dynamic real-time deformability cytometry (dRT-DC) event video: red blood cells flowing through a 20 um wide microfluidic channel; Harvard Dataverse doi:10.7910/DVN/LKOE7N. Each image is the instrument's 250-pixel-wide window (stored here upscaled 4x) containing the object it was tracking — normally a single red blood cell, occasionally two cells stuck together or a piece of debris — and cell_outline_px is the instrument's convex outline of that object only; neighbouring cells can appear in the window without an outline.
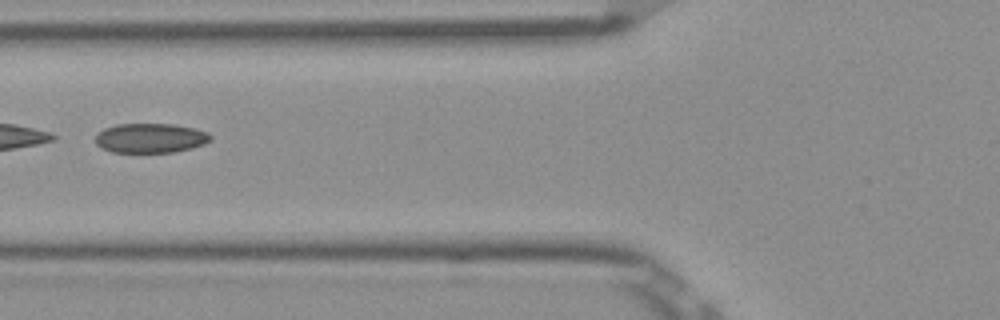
{"species": "Egyptian fruit bat (a non-hibernating species)", "species_latin": "Rousettus aegyptiacus", "temperature_condition": "room temperature", "stored_images_in_passage": 43, "segment_of_instrument_passage": [2, 2], "camera_frame_rate_fps": 3000, "um_per_image_px": 0.085, "frame": {"image": 1, "passage_image": 12, "time_ms": 3.667, "image_size_px": [1000, 320], "cell_outline_px": [[212, 140], [204, 144], [192, 148], [172, 152], [112, 152], [100, 148], [96, 144], [96, 132], [104, 128], [116, 124], [176, 124], [208, 132], [212, 136]], "centroid_in_image_um": [12.77, 11.73], "position_along_channel_um": 113.0, "area_um2": 20.0}}
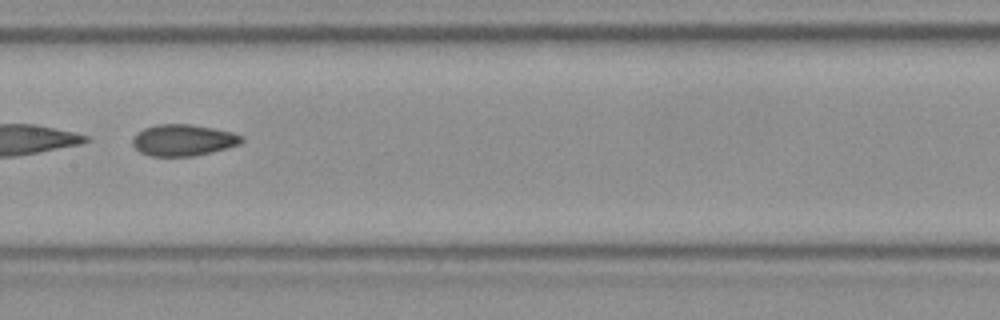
{"frame": {"image": 2, "passage_image": 18, "time_ms": 5.667, "image_size_px": [1000, 320], "cell_outline_px": [[244, 140], [240, 144], [212, 152], [192, 156], [148, 156], [140, 152], [132, 144], [132, 136], [136, 132], [144, 128], [156, 124], [192, 124], [232, 132], [244, 136]], "centroid_in_image_um": [15.55, 11.91], "position_along_channel_um": 191.9, "area_um2": 20.17}}
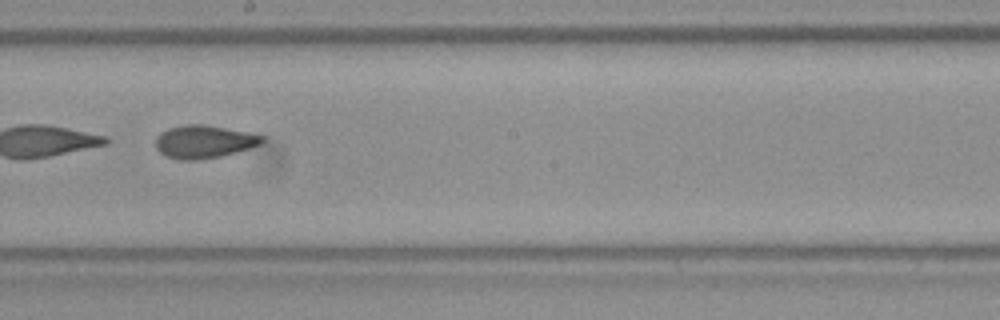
{"frame": {"image": 3, "passage_image": 21, "time_ms": 6.667, "image_size_px": [1000, 320], "cell_outline_px": [[264, 140], [260, 144], [236, 152], [220, 156], [196, 160], [180, 160], [164, 156], [156, 148], [156, 136], [160, 132], [168, 128], [184, 124], [204, 124], [264, 136]], "centroid_in_image_um": [17.27, 12.04], "position_along_channel_um": 230.9, "area_um2": 20.29}}